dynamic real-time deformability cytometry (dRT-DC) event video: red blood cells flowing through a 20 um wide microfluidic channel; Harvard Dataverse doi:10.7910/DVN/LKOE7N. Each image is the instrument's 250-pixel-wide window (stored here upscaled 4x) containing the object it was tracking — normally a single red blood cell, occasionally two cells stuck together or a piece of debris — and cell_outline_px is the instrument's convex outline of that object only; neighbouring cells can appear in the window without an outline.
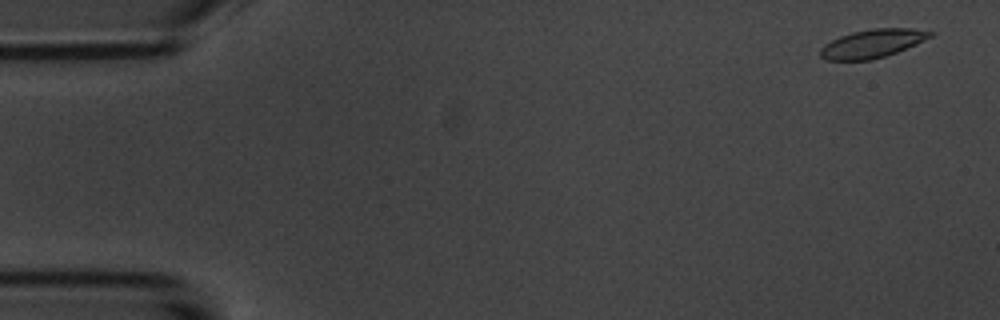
{"species": "common noctule bat (a hibernating species)", "species_latin": "Nyctalus noctula", "temperature_condition": "room temperature", "stored_images_in_passage": 4, "camera_frame_rate_fps": 3000, "um_per_image_px": 0.085, "animal": {"sex": "male", "body_mass_g": 20.1, "forearm_length_mm": 53.5}, "frame": {"image": 1, "passage_image": 1, "time_ms": 0.0, "image_size_px": [1000, 320], "cell_outline_px": [[936, 32], [932, 36], [916, 44], [896, 52], [872, 60], [828, 60], [820, 56], [820, 48], [824, 44], [840, 36], [852, 32], [872, 28], [912, 28]], "centroid_in_image_um": [74.16, 3.69], "position_along_channel_um": 10.8, "area_um2": 18.15}}
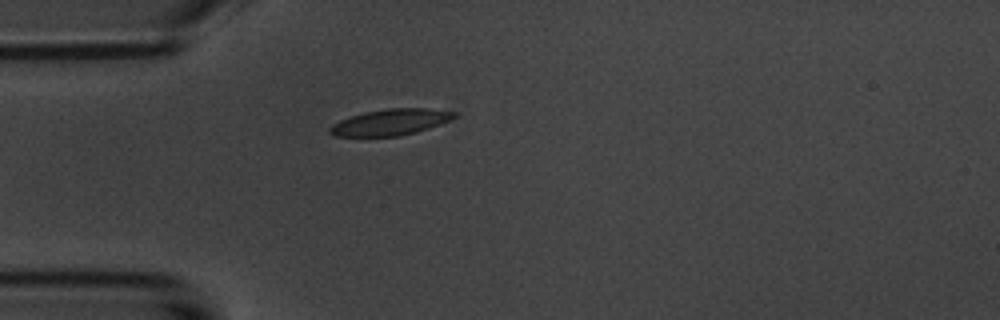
{"frame": {"image": 2, "passage_image": 4, "time_ms": 4.333, "image_size_px": [1000, 320], "cell_outline_px": [[456, 116], [448, 120], [428, 128], [416, 132], [400, 136], [336, 136], [328, 132], [328, 128], [332, 124], [340, 120], [364, 112], [388, 108], [428, 108], [456, 112]], "centroid_in_image_um": [33.15, 10.38], "position_along_channel_um": 51.8, "area_um2": 18.79}}